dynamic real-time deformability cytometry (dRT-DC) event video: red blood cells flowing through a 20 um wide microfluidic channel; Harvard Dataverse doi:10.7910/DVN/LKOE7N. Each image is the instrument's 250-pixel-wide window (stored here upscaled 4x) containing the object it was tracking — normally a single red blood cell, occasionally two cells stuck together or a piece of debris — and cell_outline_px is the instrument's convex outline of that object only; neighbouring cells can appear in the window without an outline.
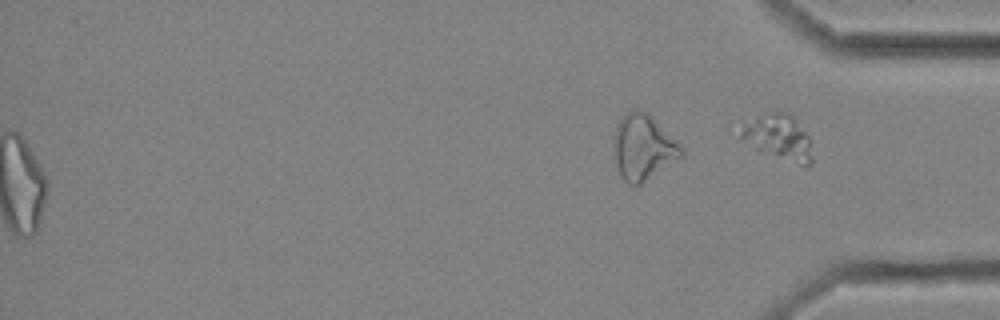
{"species": "common noctule bat (a hibernating species)", "species_latin": "Nyctalus noctula", "temperature_condition": "cold", "stored_images_in_passage": 16, "camera_frame_rate_fps": 3000, "um_per_image_px": 0.085, "animal": {"sex": "female", "body_mass_g": 25.1}, "frame": {"image": 1, "passage_image": 16, "time_ms": 5.0, "image_size_px": [1000, 320], "cell_outline_px": [[684, 156], [640, 184], [628, 184], [620, 176], [616, 164], [612, 144], [616, 124], [628, 112], [648, 112], [684, 148]], "centroid_in_image_um": [54.67, 12.54], "position_along_channel_um": 380.5, "area_um2": 25.66}}